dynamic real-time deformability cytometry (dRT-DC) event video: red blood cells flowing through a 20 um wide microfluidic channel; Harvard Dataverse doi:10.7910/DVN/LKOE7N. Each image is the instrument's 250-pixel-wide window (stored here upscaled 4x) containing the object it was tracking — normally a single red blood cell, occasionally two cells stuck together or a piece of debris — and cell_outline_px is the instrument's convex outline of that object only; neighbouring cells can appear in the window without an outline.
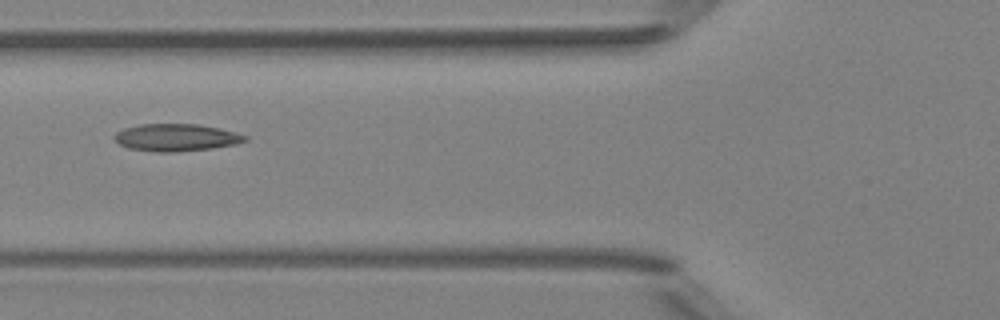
{"species": "Egyptian fruit bat (a non-hibernating species)", "species_latin": "Rousettus aegyptiacus", "temperature_condition": "room temperature", "stored_images_in_passage": 6, "camera_frame_rate_fps": 3000, "um_per_image_px": 0.085, "animal": {"sex": "female"}, "frame": {"image": 1, "passage_image": 6, "time_ms": 5.667, "image_size_px": [1000, 320], "cell_outline_px": [[248, 140], [236, 144], [212, 148], [172, 152], [156, 152], [128, 148], [120, 144], [112, 136], [116, 132], [124, 128], [140, 124], [196, 124], [220, 128], [236, 132], [248, 136]], "centroid_in_image_um": [14.98, 11.68], "position_along_channel_um": 110.8, "area_um2": 20.81}}